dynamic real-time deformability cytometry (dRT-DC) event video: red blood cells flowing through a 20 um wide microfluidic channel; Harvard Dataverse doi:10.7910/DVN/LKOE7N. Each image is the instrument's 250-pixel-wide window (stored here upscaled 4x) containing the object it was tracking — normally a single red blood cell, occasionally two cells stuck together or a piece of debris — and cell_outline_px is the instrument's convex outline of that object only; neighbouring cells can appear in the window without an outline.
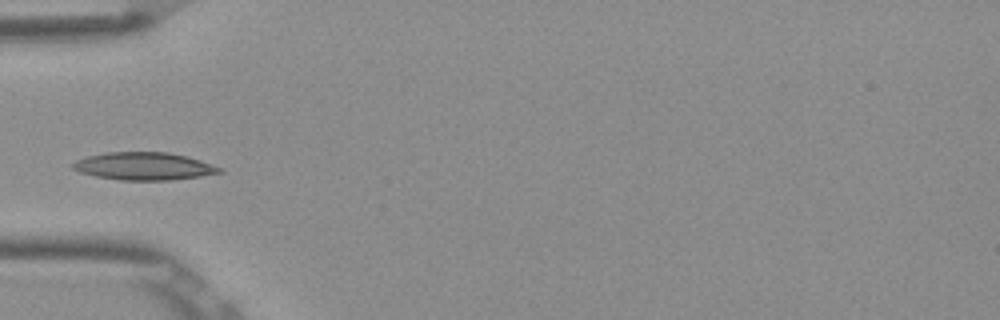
{"species": "Egyptian fruit bat (a non-hibernating species)", "species_latin": "Rousettus aegyptiacus", "temperature_condition": "room temperature", "stored_images_in_passage": 1, "camera_frame_rate_fps": 3000, "um_per_image_px": 0.085, "frame": {"image": 1, "passage_image": 1, "time_ms": 0.0, "image_size_px": [1000, 320], "cell_outline_px": [[224, 172], [200, 176], [168, 180], [120, 180], [96, 176], [80, 172], [72, 168], [72, 164], [76, 160], [88, 156], [108, 152], [168, 152], [200, 160], [224, 168]], "centroid_in_image_um": [12.25, 14.13], "position_along_channel_um": 72.7, "area_um2": 23.52}}